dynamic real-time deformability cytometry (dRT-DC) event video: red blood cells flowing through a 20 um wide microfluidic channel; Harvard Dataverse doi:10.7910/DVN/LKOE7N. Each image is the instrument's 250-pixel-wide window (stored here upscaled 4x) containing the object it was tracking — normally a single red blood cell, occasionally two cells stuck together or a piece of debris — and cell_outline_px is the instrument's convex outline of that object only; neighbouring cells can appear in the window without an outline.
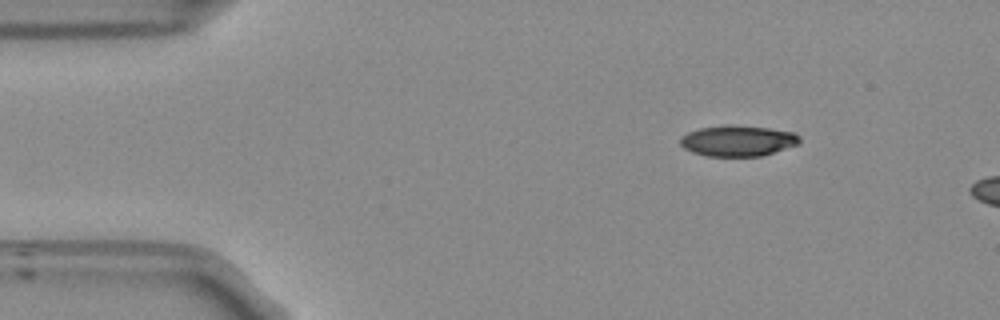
{"species": "Egyptian fruit bat (a non-hibernating species)", "species_latin": "Rousettus aegyptiacus", "temperature_condition": "room temperature", "stored_images_in_passage": 6, "camera_frame_rate_fps": 3000, "um_per_image_px": 0.085, "frame": {"image": 1, "passage_image": 1, "time_ms": 0.0, "image_size_px": [1000, 320], "cell_outline_px": [[800, 144], [760, 156], [708, 156], [692, 152], [684, 148], [680, 144], [680, 136], [688, 132], [700, 128], [724, 124], [732, 124], [768, 128], [796, 132], [800, 136]], "centroid_in_image_um": [62.72, 11.95], "position_along_channel_um": 22.3, "area_um2": 21.68}}